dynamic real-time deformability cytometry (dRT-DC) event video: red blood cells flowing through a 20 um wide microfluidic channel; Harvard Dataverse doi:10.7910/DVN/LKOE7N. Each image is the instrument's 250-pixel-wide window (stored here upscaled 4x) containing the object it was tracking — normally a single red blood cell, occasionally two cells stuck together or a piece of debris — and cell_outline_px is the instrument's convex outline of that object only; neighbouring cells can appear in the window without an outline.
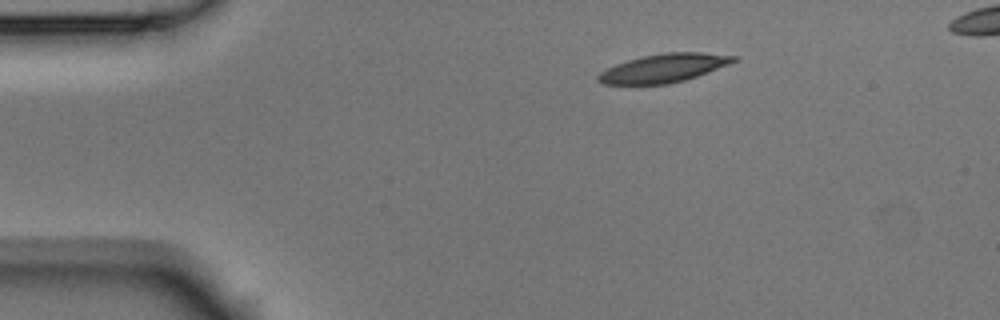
{"species": "Egyptian fruit bat (a non-hibernating species)", "species_latin": "Rousettus aegyptiacus", "temperature_condition": "room temperature", "stored_images_in_passage": 3, "camera_frame_rate_fps": 3000, "um_per_image_px": 0.085, "animal": {"sex": "male"}, "frame": {"image": 1, "passage_image": 1, "time_ms": 0.0, "image_size_px": [1000, 320], "cell_outline_px": [[740, 60], [696, 76], [684, 80], [668, 84], [604, 84], [596, 80], [596, 76], [600, 72], [616, 64], [628, 60], [644, 56], [664, 52], [700, 52], [740, 56]], "centroid_in_image_um": [56.45, 5.78], "position_along_channel_um": 28.6, "area_um2": 22.43}}